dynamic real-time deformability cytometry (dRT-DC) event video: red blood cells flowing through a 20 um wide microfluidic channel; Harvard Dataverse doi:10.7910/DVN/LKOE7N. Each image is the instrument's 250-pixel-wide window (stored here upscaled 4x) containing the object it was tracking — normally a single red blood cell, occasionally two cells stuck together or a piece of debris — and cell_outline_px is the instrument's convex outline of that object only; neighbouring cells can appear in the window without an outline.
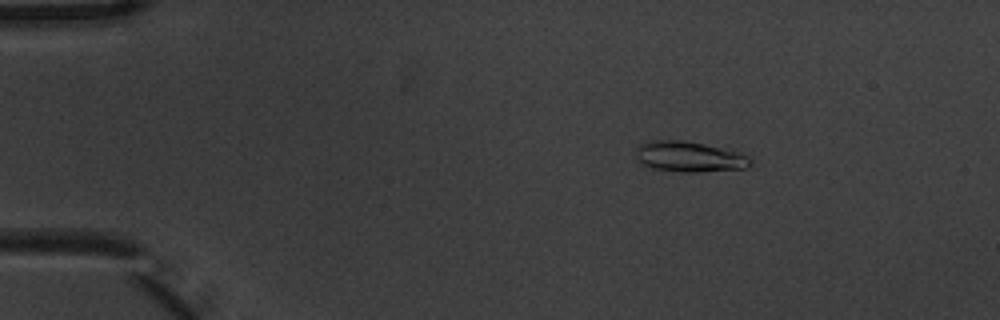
{"species": "common noctule bat (a hibernating species)", "species_latin": "Nyctalus noctula", "temperature_condition": "warm", "stored_images_in_passage": 6, "camera_frame_rate_fps": 3000, "um_per_image_px": 0.085, "animal": {"sex": "male", "body_mass_g": 20.1, "forearm_length_mm": 53.5}, "frame": {"image": 1, "passage_image": 3, "time_ms": 0.667, "image_size_px": [1000, 320], "cell_outline_px": [[752, 164], [748, 168], [696, 172], [680, 172], [656, 168], [644, 164], [636, 156], [636, 148], [640, 144], [652, 140], [680, 140], [704, 144], [736, 152], [748, 156], [752, 160]], "centroid_in_image_um": [58.61, 13.32], "position_along_channel_um": 26.4, "area_um2": 20.06}}